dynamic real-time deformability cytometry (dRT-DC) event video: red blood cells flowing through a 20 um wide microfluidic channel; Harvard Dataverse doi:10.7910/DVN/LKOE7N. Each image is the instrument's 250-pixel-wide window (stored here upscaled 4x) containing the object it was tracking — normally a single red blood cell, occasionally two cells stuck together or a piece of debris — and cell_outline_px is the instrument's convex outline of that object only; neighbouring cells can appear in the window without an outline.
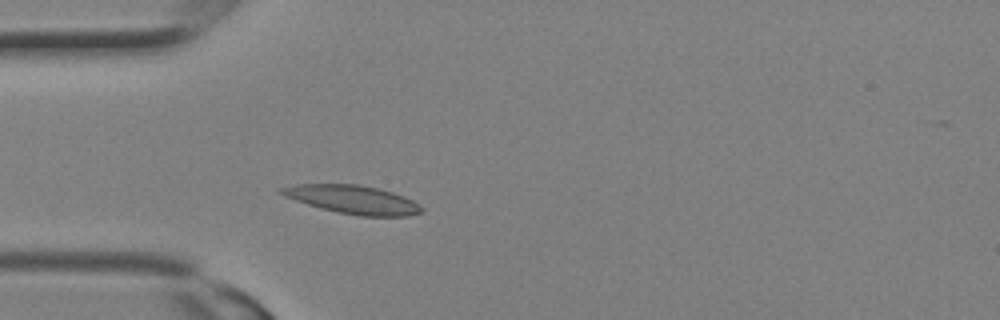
{"species": "Egyptian fruit bat (a non-hibernating species)", "species_latin": "Rousettus aegyptiacus", "temperature_condition": "room temperature", "stored_images_in_passage": 2, "camera_frame_rate_fps": 3000, "um_per_image_px": 0.085, "animal": {"sex": "female"}, "frame": {"image": 1, "passage_image": 2, "time_ms": 0.333, "image_size_px": [1000, 320], "cell_outline_px": [[424, 212], [408, 216], [360, 216], [320, 208], [284, 196], [276, 192], [276, 188], [296, 184], [360, 184], [380, 188], [404, 196], [420, 204], [424, 208]], "centroid_in_image_um": [29.99, 16.95], "position_along_channel_um": 55.0, "area_um2": 23.47}}